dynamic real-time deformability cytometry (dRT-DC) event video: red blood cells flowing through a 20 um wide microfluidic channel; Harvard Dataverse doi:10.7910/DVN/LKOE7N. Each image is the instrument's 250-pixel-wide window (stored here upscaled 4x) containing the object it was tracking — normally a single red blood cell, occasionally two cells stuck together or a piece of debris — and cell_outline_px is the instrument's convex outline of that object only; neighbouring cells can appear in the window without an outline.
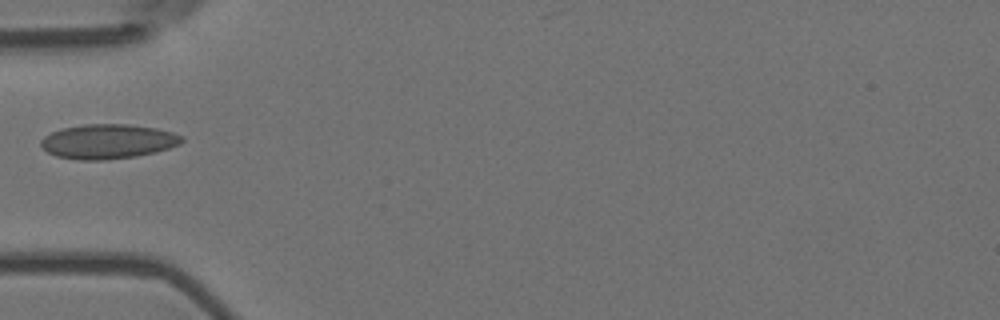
{"species": "Egyptian fruit bat (a non-hibernating species)", "species_latin": "Rousettus aegyptiacus", "temperature_condition": "room temperature", "stored_images_in_passage": 2, "camera_frame_rate_fps": 3000, "um_per_image_px": 0.085, "animal": {"sex": "female"}, "frame": {"image": 1, "passage_image": 1, "time_ms": 0.0, "image_size_px": [1000, 320], "cell_outline_px": [[184, 140], [180, 144], [156, 152], [136, 156], [108, 160], [80, 160], [56, 156], [48, 152], [40, 144], [40, 140], [44, 136], [60, 128], [84, 124], [128, 124], [156, 128], [172, 132], [184, 136]], "centroid_in_image_um": [9.18, 12.02], "position_along_channel_um": 75.8, "area_um2": 28.55}}
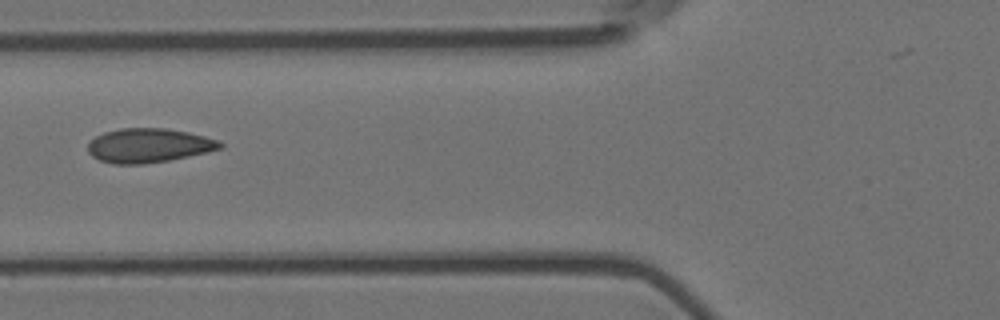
{"frame": {"image": 2, "passage_image": 2, "time_ms": 0.333, "image_size_px": [1000, 320], "cell_outline_px": [[224, 148], [208, 152], [168, 160], [144, 164], [112, 164], [100, 160], [92, 156], [88, 152], [88, 144], [96, 136], [104, 132], [120, 128], [168, 128], [188, 132], [220, 140], [224, 144]], "centroid_in_image_um": [12.67, 12.36], "position_along_channel_um": 113.1, "area_um2": 26.47}}